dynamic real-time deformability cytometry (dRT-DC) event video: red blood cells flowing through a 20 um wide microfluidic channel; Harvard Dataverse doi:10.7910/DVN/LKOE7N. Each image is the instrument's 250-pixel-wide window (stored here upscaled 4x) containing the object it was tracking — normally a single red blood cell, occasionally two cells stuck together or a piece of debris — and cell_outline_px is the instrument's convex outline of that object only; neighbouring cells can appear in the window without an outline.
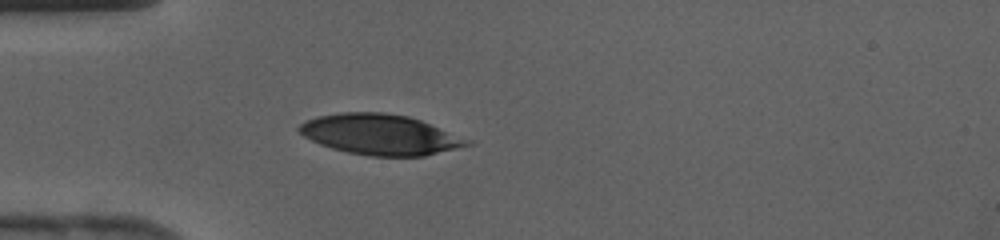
{"species": "human", "species_latin": "Homo sapiens", "temperature_condition": "cold", "stored_images_in_passage": 39, "camera_frame_rate_fps": 3000, "um_per_image_px": 0.085, "donor": {"sex": "female"}, "frame": {"image": 1, "passage_image": 9, "time_ms": 2.667, "image_size_px": [1000, 240], "cell_outline_px": [[472, 144], [424, 156], [372, 156], [348, 152], [332, 148], [320, 144], [304, 136], [296, 128], [300, 124], [316, 116], [340, 112], [384, 112], [408, 116], [420, 120], [468, 140]], "centroid_in_image_um": [32.25, 11.43], "position_along_channel_um": 52.7, "area_um2": 39.07}}
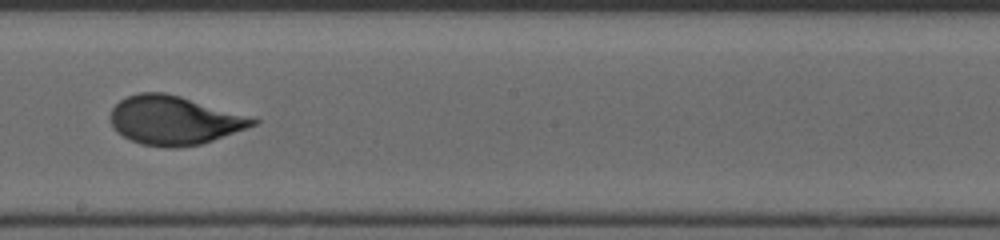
{"frame": {"image": 2, "passage_image": 21, "time_ms": 6.667, "image_size_px": [1000, 240], "cell_outline_px": [[260, 120], [256, 124], [212, 140], [200, 144], [176, 148], [168, 148], [140, 144], [124, 136], [112, 124], [112, 108], [120, 100], [128, 96], [140, 92], [164, 92], [180, 96]], "centroid_in_image_um": [14.78, 10.23], "position_along_channel_um": 233.4, "area_um2": 39.59}}
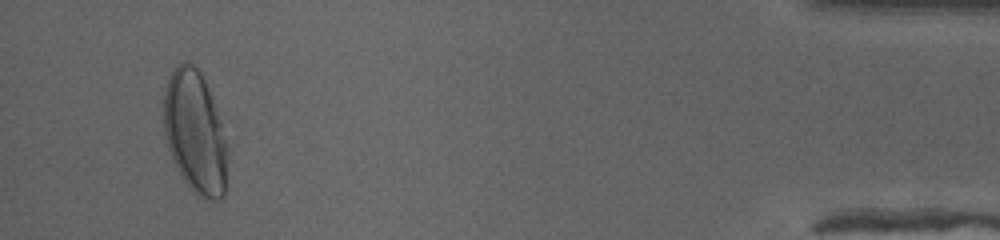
{"frame": {"image": 3, "passage_image": 37, "time_ms": 12.0, "image_size_px": [1000, 240], "cell_outline_px": [[224, 196], [220, 200], [204, 200], [196, 196], [192, 192], [180, 176], [172, 160], [164, 136], [164, 88], [172, 68], [176, 64], [184, 60], [188, 60], [200, 72], [204, 80], [220, 120], [224, 140]], "centroid_in_image_um": [16.5, 11.24], "position_along_channel_um": 418.7, "area_um2": 45.14}}